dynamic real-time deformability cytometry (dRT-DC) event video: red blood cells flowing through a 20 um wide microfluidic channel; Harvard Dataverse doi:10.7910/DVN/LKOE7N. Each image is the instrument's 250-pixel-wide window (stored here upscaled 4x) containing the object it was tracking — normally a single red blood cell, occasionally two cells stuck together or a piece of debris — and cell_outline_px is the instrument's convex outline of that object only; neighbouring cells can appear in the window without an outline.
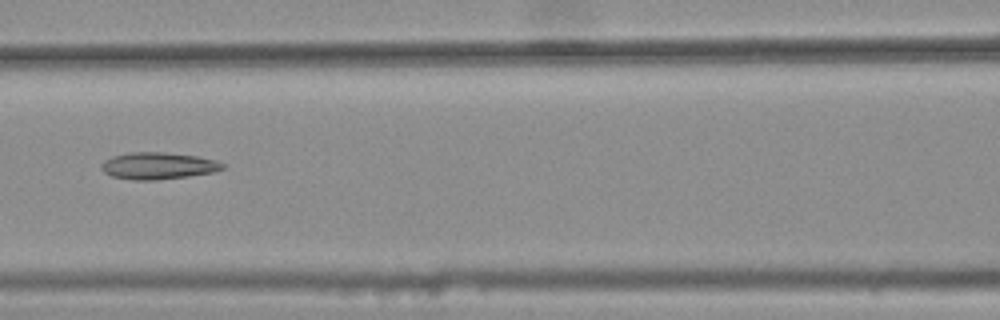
{"species": "common noctule bat (a hibernating species)", "species_latin": "Nyctalus noctula", "temperature_condition": "warm", "stored_images_in_passage": 6, "camera_frame_rate_fps": 3000, "um_per_image_px": 0.085, "animal": {"sex": "female", "body_mass_g": 25.1}, "frame": {"image": 1, "passage_image": 6, "time_ms": 1.667, "image_size_px": [1000, 320], "cell_outline_px": [[228, 164], [224, 168], [212, 172], [188, 176], [156, 180], [132, 180], [112, 176], [104, 172], [100, 168], [100, 164], [104, 160], [112, 156], [132, 152], [164, 152], [196, 156], [216, 160]], "centroid_in_image_um": [13.43, 14.09], "position_along_channel_um": 153.2, "area_um2": 19.07}}